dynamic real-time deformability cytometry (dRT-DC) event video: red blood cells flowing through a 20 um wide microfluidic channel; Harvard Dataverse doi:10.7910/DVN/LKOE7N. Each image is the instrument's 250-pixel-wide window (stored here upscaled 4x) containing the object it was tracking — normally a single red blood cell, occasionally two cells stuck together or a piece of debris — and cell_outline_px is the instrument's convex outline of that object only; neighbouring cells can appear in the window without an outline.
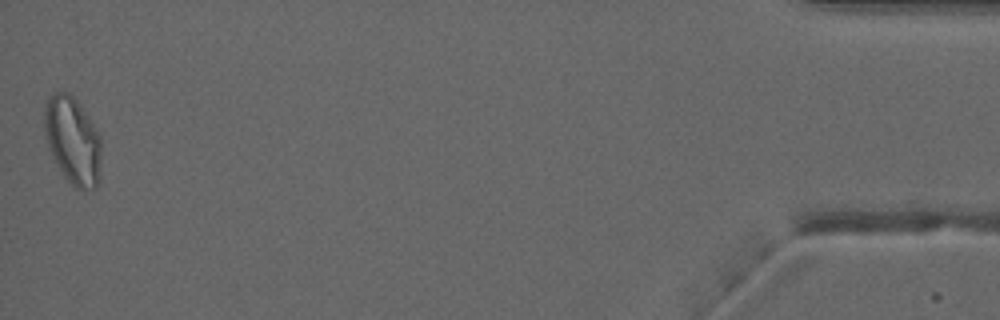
{"species": "common noctule bat (a hibernating species)", "species_latin": "Nyctalus noctula", "temperature_condition": "warm", "stored_images_in_passage": 42, "camera_frame_rate_fps": 3000, "um_per_image_px": 0.085, "animal": {"sex": "male", "forearm_length_mm": 52.5}, "frame": {"image": 1, "passage_image": 42, "time_ms": 13.667, "image_size_px": [1000, 320], "cell_outline_px": [[100, 180], [96, 188], [76, 188], [64, 176], [48, 148], [44, 132], [44, 104], [48, 96], [52, 92], [68, 92], [80, 104], [100, 136]], "centroid_in_image_um": [6.16, 11.91], "position_along_channel_um": 429.0, "area_um2": 28.96}, "authors_computed_cell_mechanics": {"area_um2": 23.8714, "velocity_mm_per_s": 4.0113, "shape_relaxation_time_tau1_ms": null, "shape_relaxation_time_tau2_ms": 2.2276, "deformation_change_tau1": null, "deformation_change_tau2": 0.0886}}